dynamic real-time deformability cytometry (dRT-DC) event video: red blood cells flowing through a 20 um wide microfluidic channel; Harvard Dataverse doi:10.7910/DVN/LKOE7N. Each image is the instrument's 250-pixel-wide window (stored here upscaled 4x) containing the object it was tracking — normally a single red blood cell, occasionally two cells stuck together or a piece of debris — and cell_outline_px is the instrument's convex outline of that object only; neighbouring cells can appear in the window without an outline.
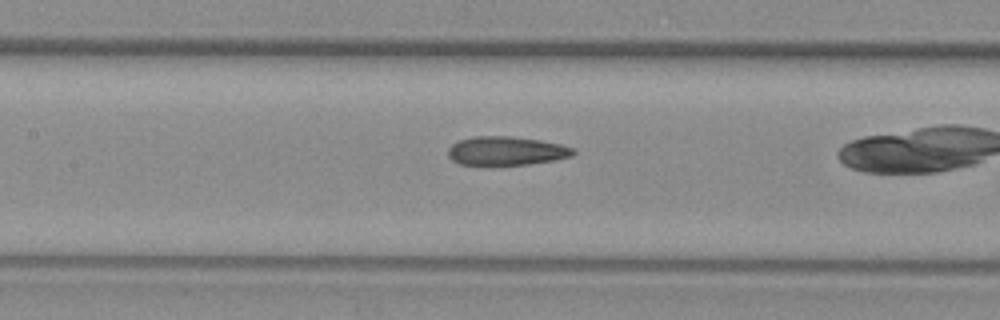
{"species": "common noctule bat (a hibernating species)", "species_latin": "Nyctalus noctula", "temperature_condition": "warm", "stored_images_in_passage": 24, "camera_frame_rate_fps": 3000, "um_per_image_px": 0.085, "animal": {"sex": "female", "body_mass_g": 29.2, "forearm_length_mm": 56.3}, "frame": {"image": 1, "passage_image": 7, "time_ms": 2.0, "image_size_px": [1000, 320], "cell_outline_px": [[576, 152], [572, 156], [556, 160], [528, 164], [488, 168], [484, 168], [460, 164], [452, 160], [448, 156], [448, 148], [452, 144], [460, 140], [472, 136], [512, 136], [540, 140], [560, 144], [576, 148]], "centroid_in_image_um": [43.0, 12.87], "position_along_channel_um": 164.4, "area_um2": 22.02}}
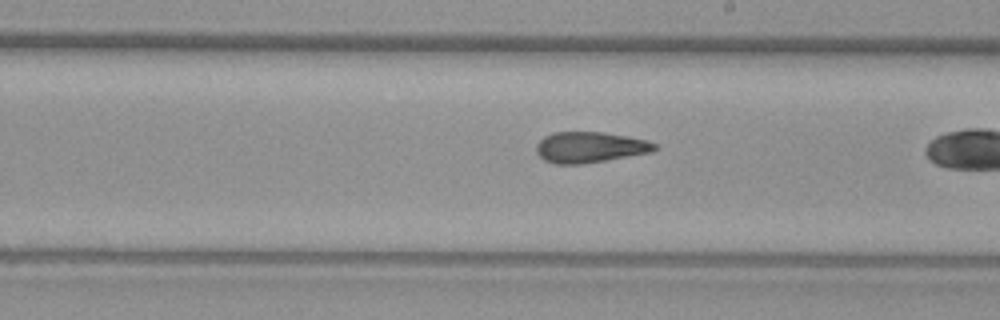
{"frame": {"image": 2, "passage_image": 13, "time_ms": 4.0, "image_size_px": [1000, 320], "cell_outline_px": [[656, 148], [652, 152], [580, 164], [552, 164], [544, 160], [536, 152], [536, 144], [544, 136], [552, 132], [604, 132], [628, 136], [648, 140], [656, 144]], "centroid_in_image_um": [50.11, 12.51], "position_along_channel_um": 238.9, "area_um2": 21.27}}
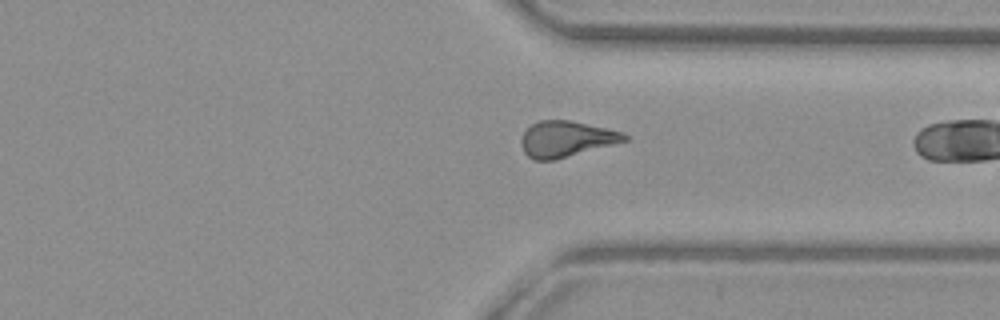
{"frame": {"image": 3, "passage_image": 23, "time_ms": 7.333, "image_size_px": [1000, 320], "cell_outline_px": [[628, 140], [556, 160], [532, 160], [524, 152], [520, 144], [520, 140], [524, 132], [532, 124], [540, 120], [572, 120], [624, 132], [628, 136]], "centroid_in_image_um": [48.12, 11.81], "position_along_channel_um": 363.3, "area_um2": 21.73}}